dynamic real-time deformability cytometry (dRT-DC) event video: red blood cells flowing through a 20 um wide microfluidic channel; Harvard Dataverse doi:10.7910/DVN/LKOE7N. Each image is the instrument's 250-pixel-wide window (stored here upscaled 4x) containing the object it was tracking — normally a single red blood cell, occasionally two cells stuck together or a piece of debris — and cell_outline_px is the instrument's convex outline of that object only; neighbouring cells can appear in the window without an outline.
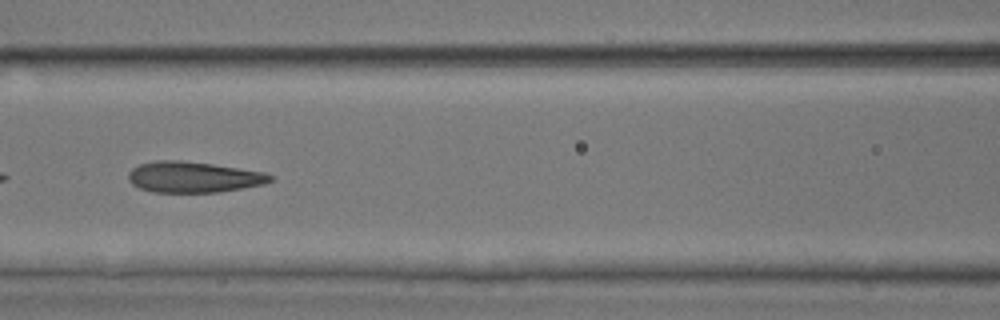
{"species": "common noctule bat (a hibernating species)", "species_latin": "Nyctalus noctula", "temperature_condition": "room temperature", "stored_images_in_passage": 32, "camera_frame_rate_fps": 3000, "um_per_image_px": 0.085, "animal": {"sex": "male", "body_mass_g": 17.9, "forearm_length_mm": 54.2}, "frame": {"image": 1, "passage_image": 23, "time_ms": 7.333, "image_size_px": [1000, 320], "cell_outline_px": [[272, 180], [264, 184], [220, 192], [152, 192], [140, 188], [132, 184], [128, 180], [128, 172], [132, 168], [140, 164], [156, 160], [176, 160], [212, 164], [264, 172], [272, 176]], "centroid_in_image_um": [16.41, 15.05], "position_along_channel_um": 150.2, "area_um2": 25.43}}